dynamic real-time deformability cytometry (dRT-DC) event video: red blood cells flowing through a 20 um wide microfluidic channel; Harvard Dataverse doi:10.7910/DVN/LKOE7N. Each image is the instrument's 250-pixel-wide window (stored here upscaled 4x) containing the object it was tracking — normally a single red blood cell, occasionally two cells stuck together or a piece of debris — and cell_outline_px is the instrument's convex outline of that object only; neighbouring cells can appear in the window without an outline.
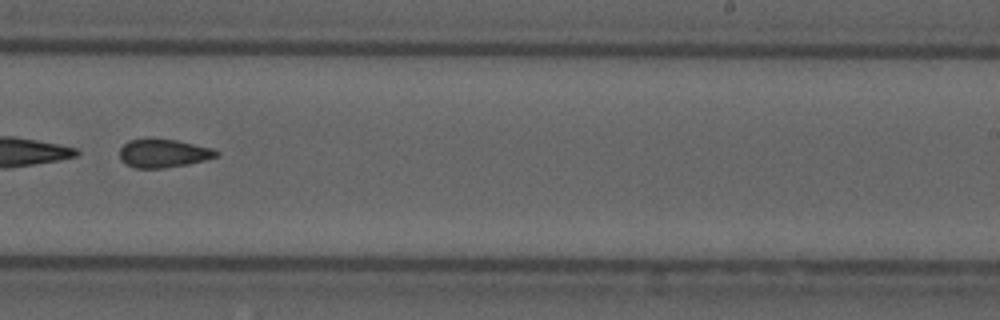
{"species": "common noctule bat (a hibernating species)", "species_latin": "Nyctalus noctula", "temperature_condition": "cold", "stored_images_in_passage": 49, "segment_of_instrument_passage": [2, 2], "camera_frame_rate_fps": 3000, "um_per_image_px": 0.085, "animal": {"sex": "male", "forearm_length_mm": 52.5}, "frame": {"image": 1, "passage_image": 30, "time_ms": 9.667, "image_size_px": [1000, 320], "cell_outline_px": [[220, 156], [188, 164], [164, 168], [136, 168], [124, 164], [120, 160], [120, 148], [128, 140], [176, 140], [212, 148], [220, 152]], "centroid_in_image_um": [13.9, 13.05], "position_along_channel_um": 275.1, "area_um2": 15.84}}